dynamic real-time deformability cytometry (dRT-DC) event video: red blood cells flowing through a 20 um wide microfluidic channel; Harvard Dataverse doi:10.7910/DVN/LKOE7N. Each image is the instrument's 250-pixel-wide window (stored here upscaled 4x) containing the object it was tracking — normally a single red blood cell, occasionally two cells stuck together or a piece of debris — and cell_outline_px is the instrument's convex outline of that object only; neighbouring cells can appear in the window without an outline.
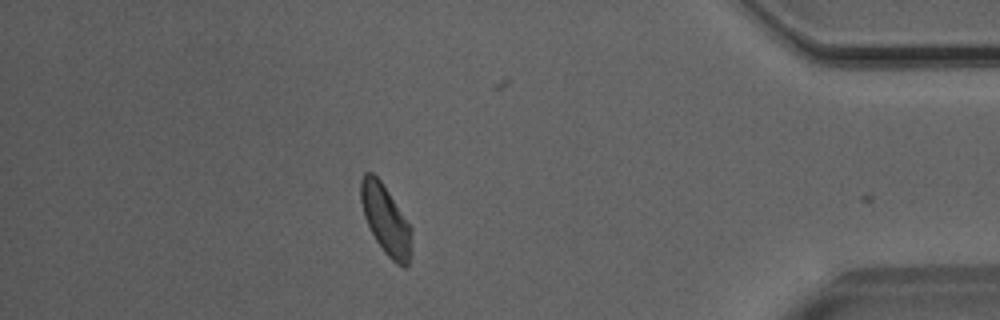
{"species": "Egyptian fruit bat (a non-hibernating species)", "species_latin": "Rousettus aegyptiacus", "temperature_condition": "room temperature", "stored_images_in_passage": 44, "camera_frame_rate_fps": 3000, "um_per_image_px": 0.085, "animal": {"sex": "male"}, "frame": {"image": 1, "passage_image": 43, "time_ms": 14.0, "image_size_px": [1000, 320], "cell_outline_px": [[412, 256], [408, 264], [404, 268], [396, 264], [384, 252], [376, 240], [364, 216], [360, 200], [360, 180], [364, 172], [372, 172], [380, 180], [412, 228]], "centroid_in_image_um": [32.8, 18.71], "position_along_channel_um": 402.4, "area_um2": 20.58}}